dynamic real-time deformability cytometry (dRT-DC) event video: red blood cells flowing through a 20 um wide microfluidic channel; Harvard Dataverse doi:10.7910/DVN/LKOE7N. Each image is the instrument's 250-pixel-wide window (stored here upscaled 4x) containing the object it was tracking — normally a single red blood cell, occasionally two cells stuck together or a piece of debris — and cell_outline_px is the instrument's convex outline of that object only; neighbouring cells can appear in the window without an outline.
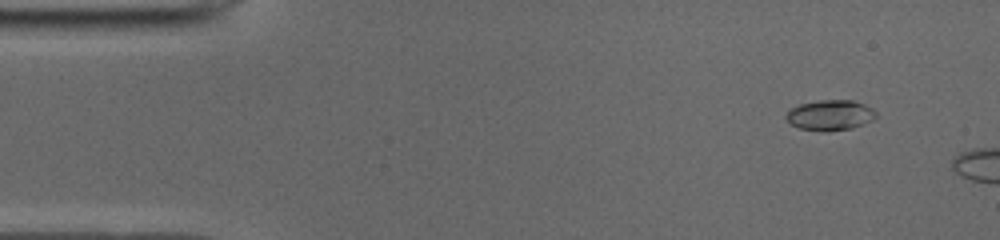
{"species": "common noctule bat (a hibernating species)", "species_latin": "Nyctalus noctula", "temperature_condition": "cold", "stored_images_in_passage": 12, "camera_frame_rate_fps": 3000, "um_per_image_px": 0.085, "animal": {"sex": "male", "body_mass_g": 19.0, "forearm_length_mm": 50.8}, "frame": {"image": 1, "passage_image": 4, "time_ms": 1.0, "image_size_px": [1000, 240], "cell_outline_px": [[876, 116], [872, 120], [864, 124], [852, 128], [800, 128], [792, 124], [784, 116], [788, 108], [800, 104], [820, 100], [852, 100], [864, 104], [872, 108], [876, 112]], "centroid_in_image_um": [70.56, 9.72], "position_along_channel_um": 14.4, "area_um2": 15.26}}